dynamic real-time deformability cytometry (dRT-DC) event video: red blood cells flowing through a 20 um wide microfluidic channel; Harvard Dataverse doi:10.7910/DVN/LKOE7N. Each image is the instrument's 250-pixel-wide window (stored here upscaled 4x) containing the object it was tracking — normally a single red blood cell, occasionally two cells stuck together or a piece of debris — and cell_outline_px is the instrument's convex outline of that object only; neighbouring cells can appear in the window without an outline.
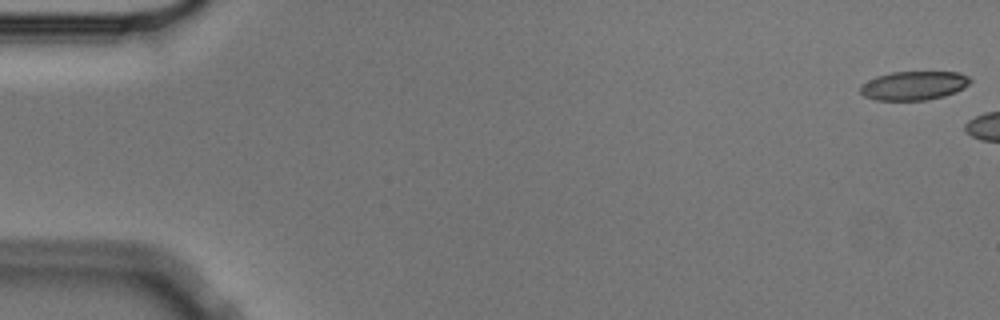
{"species": "Egyptian fruit bat (a non-hibernating species)", "species_latin": "Rousettus aegyptiacus", "temperature_condition": "cold", "stored_images_in_passage": 6, "camera_frame_rate_fps": 3000, "um_per_image_px": 0.085, "animal": {"sex": "male"}, "frame": {"image": 1, "passage_image": 1, "time_ms": 0.0, "image_size_px": [1000, 320], "cell_outline_px": [[972, 80], [964, 88], [956, 92], [944, 96], [928, 100], [876, 100], [864, 96], [860, 92], [860, 84], [876, 76], [892, 72], [960, 72], [968, 76]], "centroid_in_image_um": [77.67, 7.27], "position_along_channel_um": 7.3, "area_um2": 18.61}}